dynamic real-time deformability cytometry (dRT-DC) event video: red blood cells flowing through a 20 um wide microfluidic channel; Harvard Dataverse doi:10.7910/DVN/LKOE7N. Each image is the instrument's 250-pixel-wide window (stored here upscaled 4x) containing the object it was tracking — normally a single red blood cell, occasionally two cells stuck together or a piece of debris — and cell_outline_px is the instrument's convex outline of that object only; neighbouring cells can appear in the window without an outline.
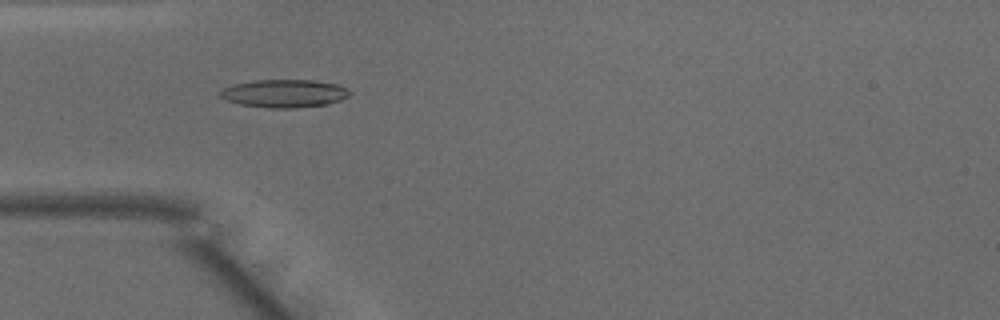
{"species": "common noctule bat (a hibernating species)", "species_latin": "Nyctalus noctula", "temperature_condition": "warm", "stored_images_in_passage": 48, "camera_frame_rate_fps": 3000, "um_per_image_px": 0.085, "animal": {"sex": "male", "body_mass_g": 15.6}, "frame": {"image": 1, "passage_image": 14, "time_ms": 4.333, "image_size_px": [1000, 320], "cell_outline_px": [[352, 92], [348, 96], [340, 100], [328, 104], [296, 108], [268, 108], [240, 104], [228, 100], [220, 96], [220, 92], [224, 88], [232, 84], [252, 80], [312, 80], [340, 84]], "centroid_in_image_um": [24.19, 7.94], "position_along_channel_um": 60.8, "area_um2": 21.21}}
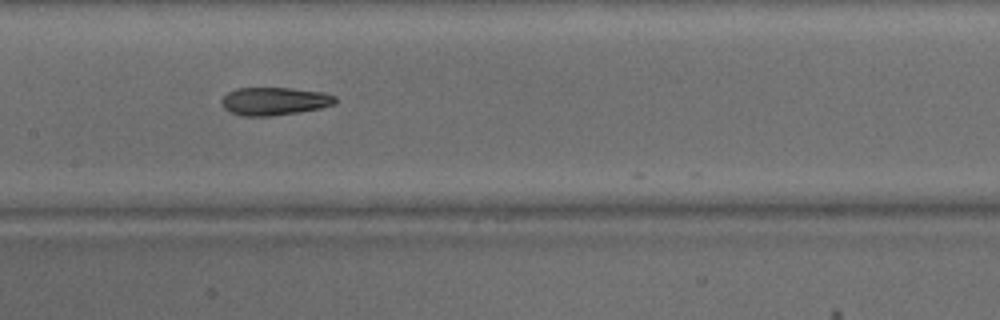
{"frame": {"image": 2, "passage_image": 23, "time_ms": 7.333, "image_size_px": [1000, 320], "cell_outline_px": [[336, 104], [320, 108], [300, 112], [272, 116], [240, 116], [224, 108], [220, 100], [228, 92], [236, 88], [292, 88], [324, 92], [336, 96]], "centroid_in_image_um": [23.34, 8.6], "position_along_channel_um": 184.1, "area_um2": 18.67}}
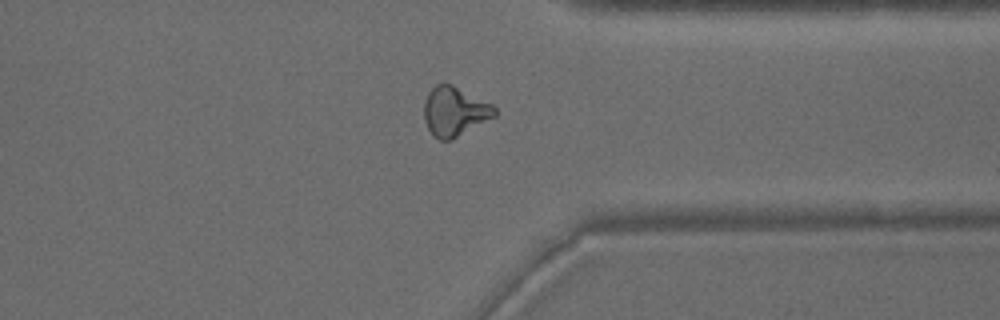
{"frame": {"image": 3, "passage_image": 37, "time_ms": 12.0, "image_size_px": [1000, 320], "cell_outline_px": [[496, 116], [452, 140], [440, 140], [432, 136], [424, 120], [424, 100], [428, 92], [436, 84], [452, 84], [492, 104], [496, 108]], "centroid_in_image_um": [38.63, 9.49], "position_along_channel_um": 372.8, "area_um2": 20.4}, "authors_computed_cell_mechanics": {"area_um2": 19.6809, "velocity_mm_per_s": 4.1191, "shape_relaxation_time_tau1_ms": 7.5599, "shape_relaxation_time_tau2_ms": 3.5962, "deformation_change_tau1": 0.2086, "deformation_change_tau2": 0.1303}}